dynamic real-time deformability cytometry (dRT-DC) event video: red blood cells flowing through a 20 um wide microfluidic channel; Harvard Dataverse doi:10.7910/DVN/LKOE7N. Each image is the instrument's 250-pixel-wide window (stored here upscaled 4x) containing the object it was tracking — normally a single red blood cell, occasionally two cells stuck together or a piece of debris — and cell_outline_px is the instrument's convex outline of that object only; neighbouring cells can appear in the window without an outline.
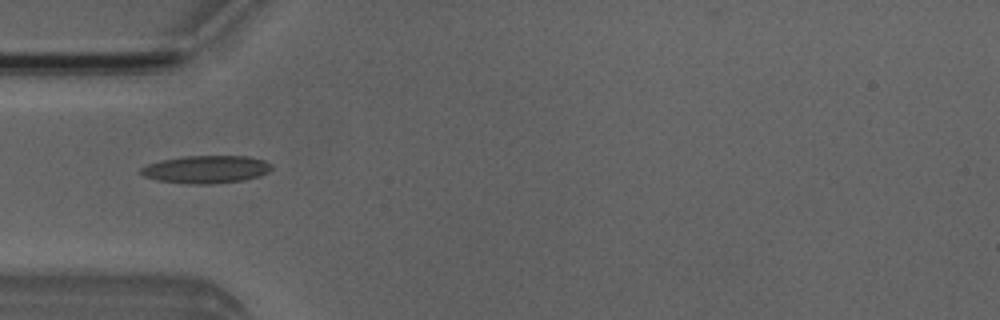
{"species": "Egyptian fruit bat (a non-hibernating species)", "species_latin": "Rousettus aegyptiacus", "temperature_condition": "room temperature", "stored_images_in_passage": 1, "camera_frame_rate_fps": 3000, "um_per_image_px": 0.085, "animal": {"sex": "male"}, "frame": {"image": 1, "passage_image": 1, "time_ms": 0.0, "image_size_px": [1000, 320], "cell_outline_px": [[272, 168], [268, 172], [260, 176], [244, 180], [212, 184], [192, 184], [156, 180], [144, 176], [140, 172], [140, 168], [148, 164], [164, 160], [184, 156], [248, 156], [264, 160], [272, 164]], "centroid_in_image_um": [17.55, 14.4], "position_along_channel_um": 67.4, "area_um2": 21.1}}